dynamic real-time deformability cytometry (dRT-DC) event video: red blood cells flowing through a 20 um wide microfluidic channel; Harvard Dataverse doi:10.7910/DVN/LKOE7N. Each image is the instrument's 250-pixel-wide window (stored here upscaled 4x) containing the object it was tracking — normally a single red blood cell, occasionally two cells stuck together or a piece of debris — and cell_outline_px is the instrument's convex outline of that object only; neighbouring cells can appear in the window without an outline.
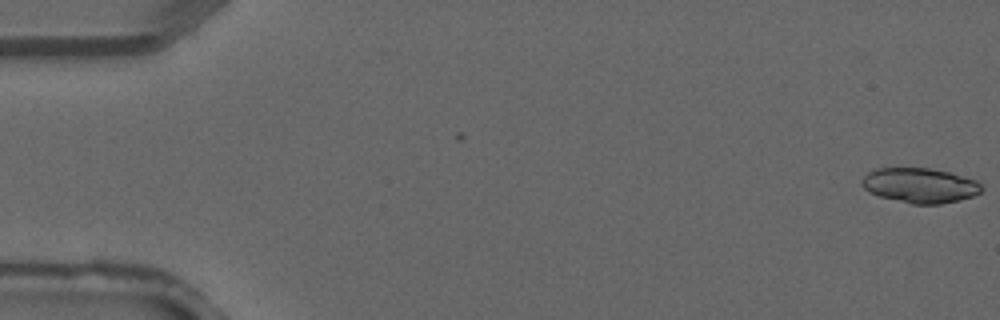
{"species": "common noctule bat (a hibernating species)", "species_latin": "Nyctalus noctula", "temperature_condition": "warm", "stored_images_in_passage": 4, "camera_frame_rate_fps": 3000, "um_per_image_px": 0.085, "animal": {"sex": "male", "forearm_length_mm": 52.5}, "frame": {"image": 1, "passage_image": 1, "time_ms": 0.0, "image_size_px": [1000, 320], "cell_outline_px": [[984, 188], [980, 192], [972, 196], [960, 200], [940, 204], [912, 204], [880, 196], [868, 192], [860, 184], [860, 180], [868, 172], [876, 168], [928, 168], [948, 172], [976, 180]], "centroid_in_image_um": [78.17, 15.76], "position_along_channel_um": 6.8, "area_um2": 24.33}}
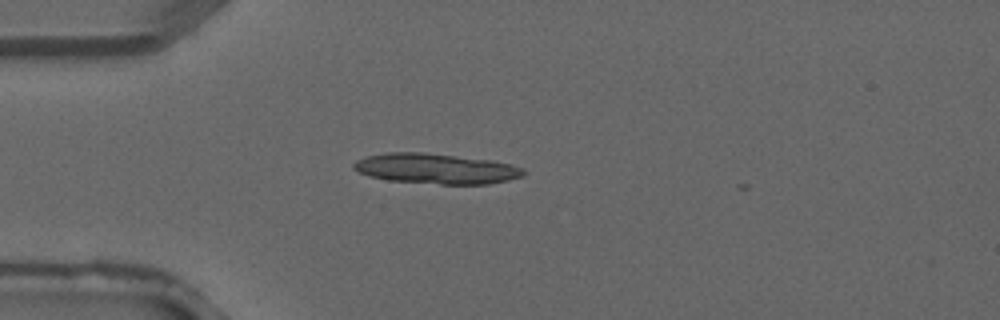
{"frame": {"image": 2, "passage_image": 3, "time_ms": 0.667, "image_size_px": [1000, 320], "cell_outline_px": [[524, 176], [508, 180], [488, 184], [440, 184], [388, 180], [372, 176], [360, 172], [352, 168], [352, 164], [356, 160], [368, 156], [384, 152], [424, 152], [492, 160], [524, 168]], "centroid_in_image_um": [37.06, 14.33], "position_along_channel_um": 47.9, "area_um2": 29.88}}